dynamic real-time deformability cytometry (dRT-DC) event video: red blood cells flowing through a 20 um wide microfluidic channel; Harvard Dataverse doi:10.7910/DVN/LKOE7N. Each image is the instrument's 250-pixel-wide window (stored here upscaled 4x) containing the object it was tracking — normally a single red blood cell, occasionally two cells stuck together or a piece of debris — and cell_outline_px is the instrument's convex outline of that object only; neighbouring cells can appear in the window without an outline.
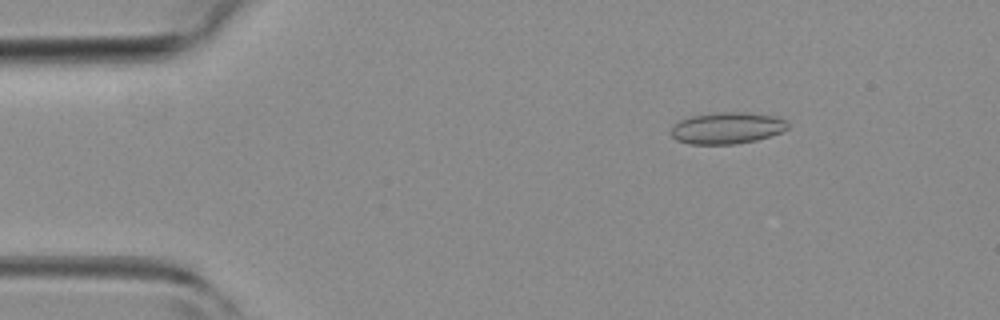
{"species": "common noctule bat (a hibernating species)", "species_latin": "Nyctalus noctula", "temperature_condition": "room temperature", "stored_images_in_passage": 3, "camera_frame_rate_fps": 3000, "um_per_image_px": 0.085, "animal": {"sex": "female", "body_mass_g": 19.3, "forearm_length_mm": 54.1}, "frame": {"image": 1, "passage_image": 2, "time_ms": 1.667, "image_size_px": [1000, 320], "cell_outline_px": [[788, 128], [772, 136], [756, 140], [736, 144], [688, 144], [676, 140], [668, 132], [680, 120], [692, 116], [712, 112], [752, 112], [776, 116], [784, 120], [788, 124]], "centroid_in_image_um": [61.79, 10.88], "position_along_channel_um": 23.2, "area_um2": 21.73}}